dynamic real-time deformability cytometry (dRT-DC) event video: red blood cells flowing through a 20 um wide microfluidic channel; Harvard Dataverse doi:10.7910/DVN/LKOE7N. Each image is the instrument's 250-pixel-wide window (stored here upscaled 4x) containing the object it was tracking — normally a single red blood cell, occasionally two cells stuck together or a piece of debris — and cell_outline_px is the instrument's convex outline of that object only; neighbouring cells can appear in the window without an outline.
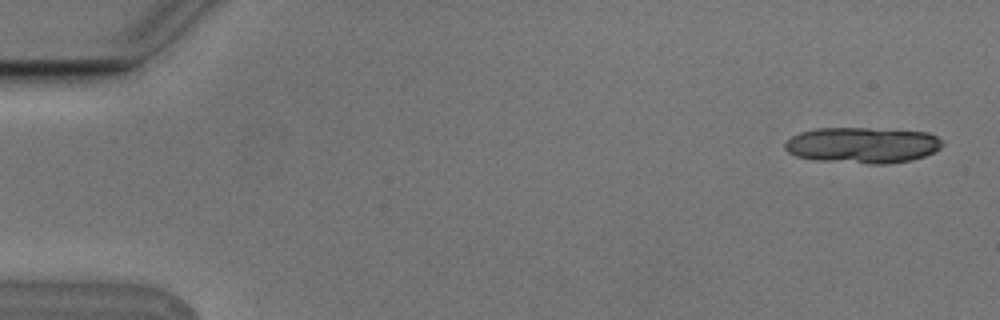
{"species": "Egyptian fruit bat (a non-hibernating species)", "species_latin": "Rousettus aegyptiacus", "temperature_condition": "cold", "stored_images_in_passage": 8, "segment_of_instrument_passage": [1, 2], "camera_frame_rate_fps": 3000, "um_per_image_px": 0.085, "animal": {"sex": "male"}, "frame": {"image": 1, "passage_image": 1, "time_ms": 0.0, "image_size_px": [1000, 320], "cell_outline_px": [[944, 144], [940, 148], [924, 156], [912, 160], [888, 164], [868, 164], [816, 160], [796, 156], [788, 152], [784, 148], [784, 144], [792, 136], [800, 132], [816, 128], [868, 128], [928, 132], [944, 140]], "centroid_in_image_um": [73.32, 12.34], "position_along_channel_um": 11.7, "area_um2": 33.18}}